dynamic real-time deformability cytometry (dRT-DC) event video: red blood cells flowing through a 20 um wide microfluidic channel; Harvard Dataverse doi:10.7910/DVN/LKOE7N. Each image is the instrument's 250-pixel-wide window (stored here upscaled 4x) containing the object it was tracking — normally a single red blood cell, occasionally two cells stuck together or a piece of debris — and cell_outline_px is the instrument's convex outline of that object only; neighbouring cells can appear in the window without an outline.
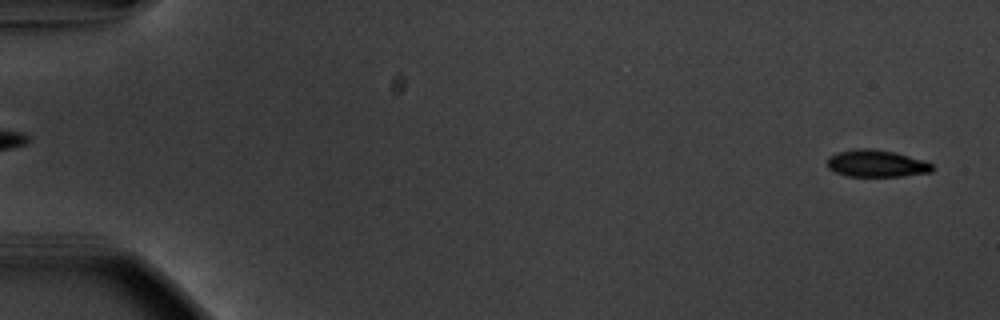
{"species": "common noctule bat (a hibernating species)", "species_latin": "Nyctalus noctula", "temperature_condition": "warm", "stored_images_in_passage": 14, "camera_frame_rate_fps": 3000, "um_per_image_px": 0.085, "animal": {"sex": "male", "body_mass_g": 20.1, "forearm_length_mm": 53.5}, "frame": {"image": 1, "passage_image": 2, "time_ms": 0.333, "image_size_px": [1000, 320], "cell_outline_px": [[932, 172], [904, 176], [848, 176], [836, 172], [828, 168], [828, 156], [836, 152], [856, 148], [872, 148], [892, 152], [924, 160], [932, 164]], "centroid_in_image_um": [74.48, 13.89], "position_along_channel_um": 10.5, "area_um2": 16.53}}